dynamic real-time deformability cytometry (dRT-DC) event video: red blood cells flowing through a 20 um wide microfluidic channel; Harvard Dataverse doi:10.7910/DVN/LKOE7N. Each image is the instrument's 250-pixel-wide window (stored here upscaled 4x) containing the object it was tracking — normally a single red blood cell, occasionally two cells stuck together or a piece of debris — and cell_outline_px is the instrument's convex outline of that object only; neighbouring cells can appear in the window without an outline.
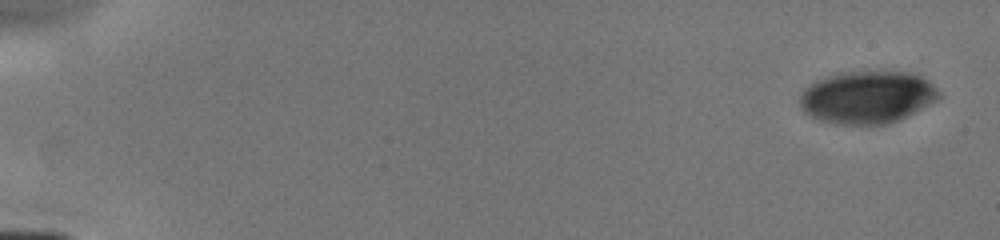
{"species": "human", "species_latin": "Homo sapiens", "temperature_condition": "cold", "stored_images_in_passage": 9, "camera_frame_rate_fps": 3000, "um_per_image_px": 0.085, "donor": {"sex": "male"}, "frame": {"image": 1, "passage_image": 1, "time_ms": 0.0, "image_size_px": [1000, 240], "cell_outline_px": [[940, 100], [900, 120], [888, 124], [832, 124], [820, 120], [804, 112], [800, 108], [800, 92], [804, 88], [816, 80], [840, 72], [880, 68], [912, 72], [924, 76], [940, 92]], "centroid_in_image_um": [73.77, 8.21], "position_along_channel_um": 11.2, "area_um2": 44.1}}
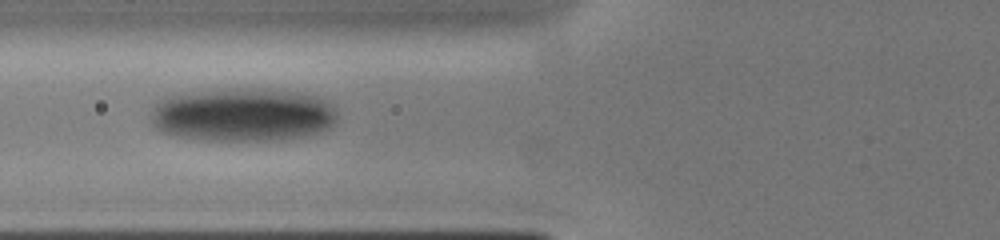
{"frame": {"image": 2, "passage_image": 7, "time_ms": 6.333, "image_size_px": [1000, 240], "cell_outline_px": [[336, 124], [320, 132], [308, 136], [284, 140], [204, 140], [180, 136], [160, 132], [152, 124], [152, 108], [156, 100], [164, 96], [184, 92], [240, 88], [268, 88], [300, 92], [316, 96], [328, 100], [336, 108]], "centroid_in_image_um": [20.66, 9.74], "position_along_channel_um": 105.1, "area_um2": 59.3}}
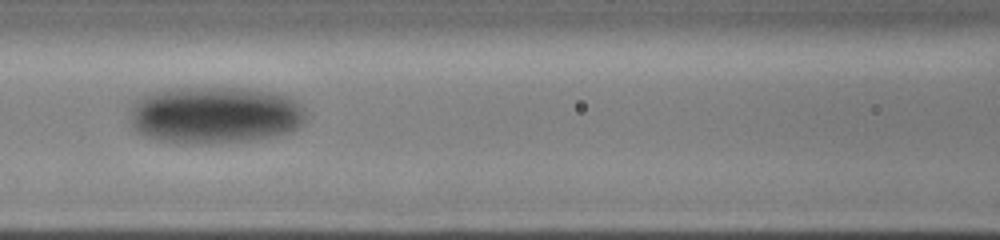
{"frame": {"image": 3, "passage_image": 8, "time_ms": 7.333, "image_size_px": [1000, 240], "cell_outline_px": [[308, 116], [292, 132], [252, 140], [208, 144], [200, 144], [156, 140], [136, 132], [128, 116], [132, 104], [140, 96], [160, 88], [244, 88], [272, 92], [288, 96], [296, 100], [304, 108]], "centroid_in_image_um": [18.23, 9.77], "position_along_channel_um": 148.4, "area_um2": 59.42}}